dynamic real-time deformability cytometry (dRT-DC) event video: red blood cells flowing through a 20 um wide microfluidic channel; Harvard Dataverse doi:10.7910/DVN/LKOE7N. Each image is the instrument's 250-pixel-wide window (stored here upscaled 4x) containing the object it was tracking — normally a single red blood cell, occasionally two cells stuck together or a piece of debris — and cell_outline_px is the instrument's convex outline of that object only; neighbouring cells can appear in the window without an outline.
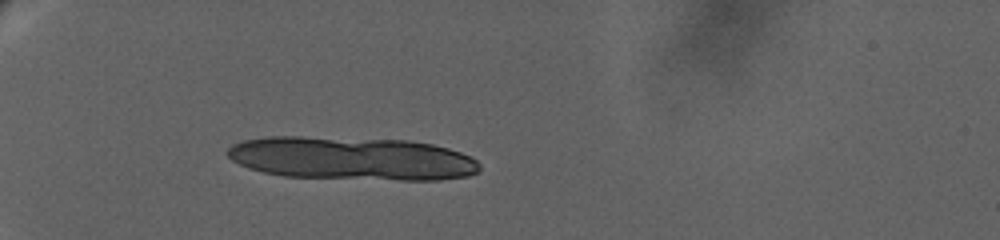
{"species": "human", "species_latin": "Homo sapiens", "temperature_condition": "warm", "stored_images_in_passage": 10, "camera_frame_rate_fps": 3000, "um_per_image_px": 0.085, "donor": {"sex": "female"}, "frame": {"image": 1, "passage_image": 1, "time_ms": 0.0, "image_size_px": [1000, 240], "cell_outline_px": [[480, 172], [468, 176], [440, 180], [400, 180], [284, 176], [264, 172], [248, 168], [232, 160], [224, 152], [232, 144], [244, 140], [268, 136], [300, 136], [408, 140], [432, 144], [448, 148], [472, 156], [480, 164]], "centroid_in_image_um": [29.92, 13.46], "position_along_channel_um": 55.1, "area_um2": 64.04}}